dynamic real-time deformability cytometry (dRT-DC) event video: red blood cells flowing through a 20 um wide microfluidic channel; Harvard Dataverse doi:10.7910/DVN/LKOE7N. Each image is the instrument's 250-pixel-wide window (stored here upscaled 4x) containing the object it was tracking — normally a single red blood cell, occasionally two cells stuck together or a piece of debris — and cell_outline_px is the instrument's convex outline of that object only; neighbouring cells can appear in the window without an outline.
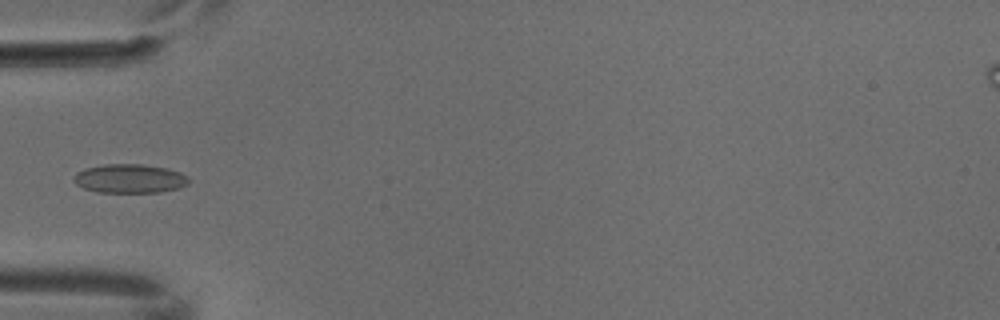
{"species": "common noctule bat (a hibernating species)", "species_latin": "Nyctalus noctula", "temperature_condition": "cold", "stored_images_in_passage": 4, "camera_frame_rate_fps": 3000, "um_per_image_px": 0.085, "animal": {"sex": "male", "body_mass_g": 18.8}, "frame": {"image": 1, "passage_image": 4, "time_ms": 1.0, "image_size_px": [1000, 320], "cell_outline_px": [[192, 180], [188, 184], [180, 188], [160, 192], [96, 192], [84, 188], [76, 184], [72, 180], [72, 176], [76, 172], [84, 168], [104, 164], [140, 164], [168, 168], [180, 172], [188, 176]], "centroid_in_image_um": [11.03, 15.17], "position_along_channel_um": 74.0, "area_um2": 19.71}}